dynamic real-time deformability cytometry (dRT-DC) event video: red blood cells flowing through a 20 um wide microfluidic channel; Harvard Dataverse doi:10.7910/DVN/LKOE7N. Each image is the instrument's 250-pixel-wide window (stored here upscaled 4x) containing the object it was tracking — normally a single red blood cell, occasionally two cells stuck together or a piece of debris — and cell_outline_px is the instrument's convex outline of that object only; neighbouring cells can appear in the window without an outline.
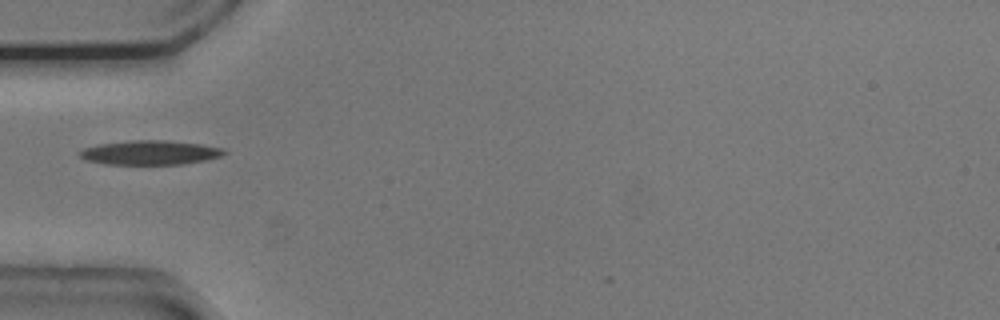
{"species": "common noctule bat (a hibernating species)", "species_latin": "Nyctalus noctula", "temperature_condition": "cold", "stored_images_in_passage": 5, "camera_frame_rate_fps": 3000, "um_per_image_px": 0.085, "animal": {"sex": "male", "body_mass_g": 20.5, "forearm_length_mm": 52.5}, "frame": {"image": 1, "passage_image": 2, "time_ms": 0.333, "image_size_px": [1000, 320], "cell_outline_px": [[228, 152], [220, 156], [204, 160], [184, 164], [104, 164], [88, 160], [80, 156], [80, 152], [84, 148], [100, 144], [136, 140], [164, 140], [200, 144], [220, 148]], "centroid_in_image_um": [12.76, 12.97], "position_along_channel_um": 72.2, "area_um2": 20.06}}